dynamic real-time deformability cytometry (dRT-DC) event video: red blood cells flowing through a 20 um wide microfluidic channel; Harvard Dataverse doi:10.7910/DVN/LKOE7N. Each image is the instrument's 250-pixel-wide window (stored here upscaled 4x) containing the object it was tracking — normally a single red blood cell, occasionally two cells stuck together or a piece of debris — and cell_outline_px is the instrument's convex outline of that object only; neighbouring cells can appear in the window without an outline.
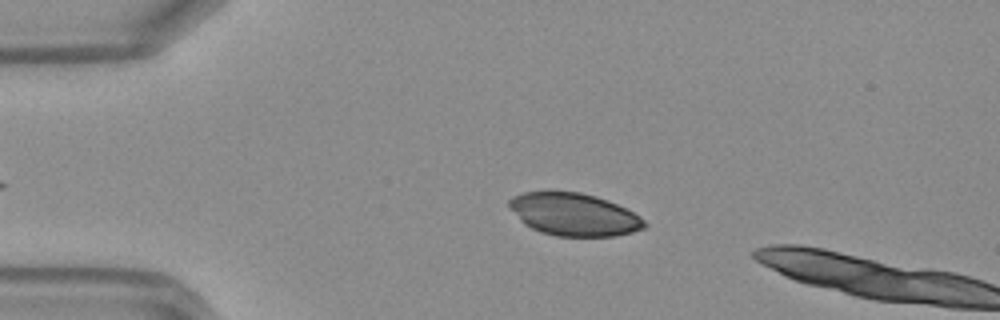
{"species": "Egyptian fruit bat (a non-hibernating species)", "species_latin": "Rousettus aegyptiacus", "temperature_condition": "warm", "stored_images_in_passage": 4, "camera_frame_rate_fps": 3000, "um_per_image_px": 0.085, "frame": {"image": 1, "passage_image": 2, "time_ms": 0.333, "image_size_px": [1000, 320], "cell_outline_px": [[648, 224], [644, 228], [632, 232], [616, 236], [556, 236], [540, 232], [524, 224], [520, 220], [508, 204], [508, 200], [512, 196], [524, 192], [548, 188], [580, 192], [596, 196], [608, 200], [640, 216]], "centroid_in_image_um": [48.74, 18.19], "position_along_channel_um": 36.3, "area_um2": 34.22}}